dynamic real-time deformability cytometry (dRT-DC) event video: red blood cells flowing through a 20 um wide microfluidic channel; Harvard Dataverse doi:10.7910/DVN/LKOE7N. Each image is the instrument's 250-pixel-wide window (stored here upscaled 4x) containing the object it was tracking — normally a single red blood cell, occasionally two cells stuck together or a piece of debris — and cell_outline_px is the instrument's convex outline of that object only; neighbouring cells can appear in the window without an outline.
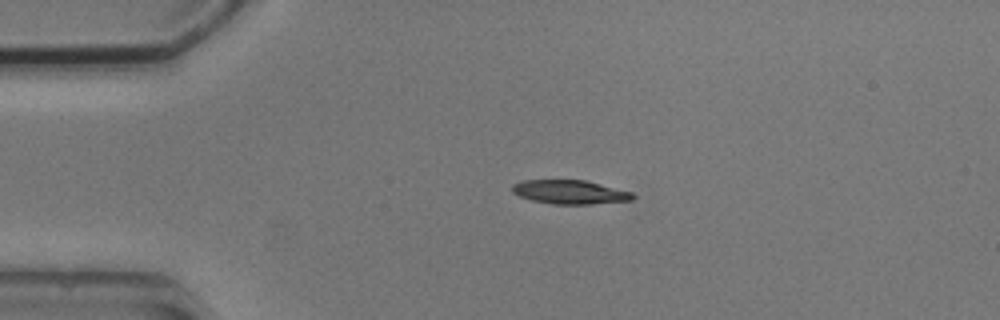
{"species": "common noctule bat (a hibernating species)", "species_latin": "Nyctalus noctula", "temperature_condition": "cold", "stored_images_in_passage": 2, "camera_frame_rate_fps": 3000, "um_per_image_px": 0.085, "animal": {"sex": "male", "body_mass_g": 20.5, "forearm_length_mm": 52.5}, "frame": {"image": 1, "passage_image": 1, "time_ms": 0.0, "image_size_px": [1000, 320], "cell_outline_px": [[636, 196], [632, 200], [592, 204], [552, 204], [532, 200], [520, 196], [512, 192], [512, 184], [524, 180], [584, 180], [632, 192]], "centroid_in_image_um": [48.44, 16.33], "position_along_channel_um": 36.6, "area_um2": 16.7}}